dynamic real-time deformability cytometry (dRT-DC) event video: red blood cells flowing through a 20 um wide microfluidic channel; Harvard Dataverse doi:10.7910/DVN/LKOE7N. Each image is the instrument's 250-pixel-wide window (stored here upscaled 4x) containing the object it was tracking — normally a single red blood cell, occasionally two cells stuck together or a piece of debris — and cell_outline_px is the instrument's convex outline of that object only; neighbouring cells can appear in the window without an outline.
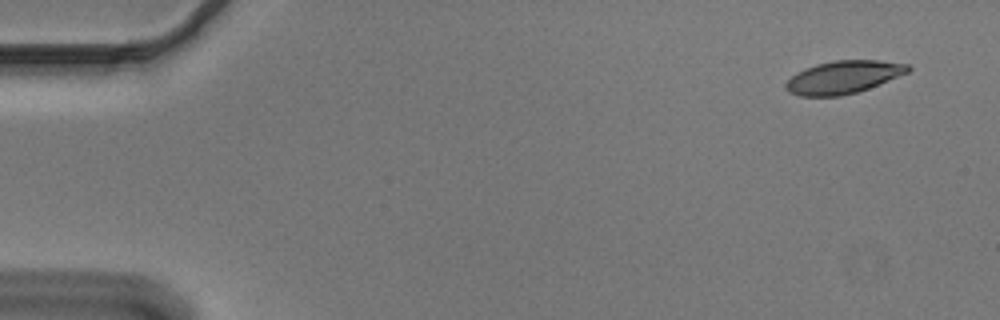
{"species": "Egyptian fruit bat (a non-hibernating species)", "species_latin": "Rousettus aegyptiacus", "temperature_condition": "cold", "stored_images_in_passage": 52, "camera_frame_rate_fps": 3000, "um_per_image_px": 0.085, "animal": {"sex": "male"}, "frame": {"image": 1, "passage_image": 1, "time_ms": 0.0, "image_size_px": [1000, 320], "cell_outline_px": [[912, 68], [908, 72], [868, 88], [856, 92], [840, 96], [800, 96], [788, 92], [784, 88], [784, 84], [796, 72], [804, 68], [816, 64], [832, 60], [880, 60], [908, 64]], "centroid_in_image_um": [71.64, 6.55], "position_along_channel_um": 13.4, "area_um2": 23.35}}
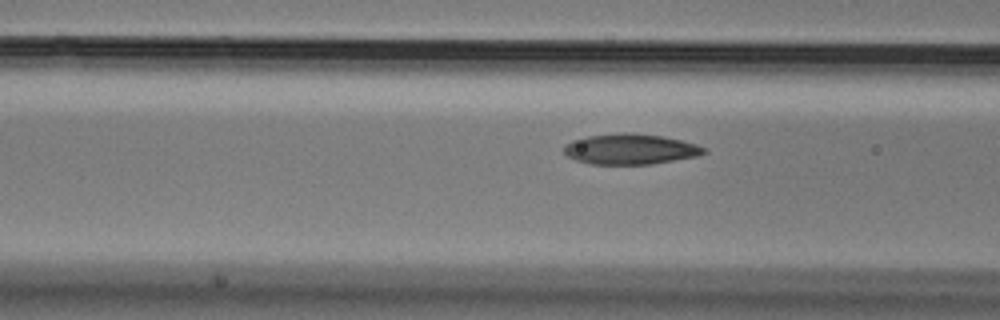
{"frame": {"image": 2, "passage_image": 19, "time_ms": 6.0, "image_size_px": [1000, 320], "cell_outline_px": [[708, 152], [696, 156], [652, 164], [588, 164], [576, 160], [568, 156], [564, 152], [564, 144], [572, 140], [588, 136], [624, 132], [628, 132], [660, 136], [680, 140], [696, 144], [708, 148]], "centroid_in_image_um": [53.57, 12.67], "position_along_channel_um": 113.0, "area_um2": 24.85}}
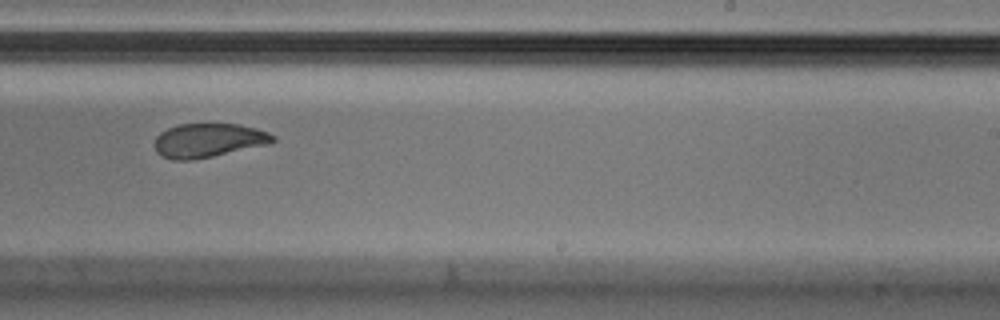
{"frame": {"image": 3, "passage_image": 32, "time_ms": 10.333, "image_size_px": [1000, 320], "cell_outline_px": [[276, 140], [272, 144], [192, 160], [172, 160], [160, 156], [156, 152], [156, 136], [160, 132], [176, 124], [236, 124], [256, 128], [268, 132], [276, 136]], "centroid_in_image_um": [17.74, 11.93], "position_along_channel_um": 271.3, "area_um2": 23.58}, "authors_computed_cell_mechanics": {"area_um2": 24.6806, "velocity_mm_per_s": 3.6512, "shape_relaxation_time_tau1_ms": 4.9889, "shape_relaxation_time_tau2_ms": 1.931, "deformation_change_tau1": 0.1458, "deformation_change_tau2": 0.0658}}